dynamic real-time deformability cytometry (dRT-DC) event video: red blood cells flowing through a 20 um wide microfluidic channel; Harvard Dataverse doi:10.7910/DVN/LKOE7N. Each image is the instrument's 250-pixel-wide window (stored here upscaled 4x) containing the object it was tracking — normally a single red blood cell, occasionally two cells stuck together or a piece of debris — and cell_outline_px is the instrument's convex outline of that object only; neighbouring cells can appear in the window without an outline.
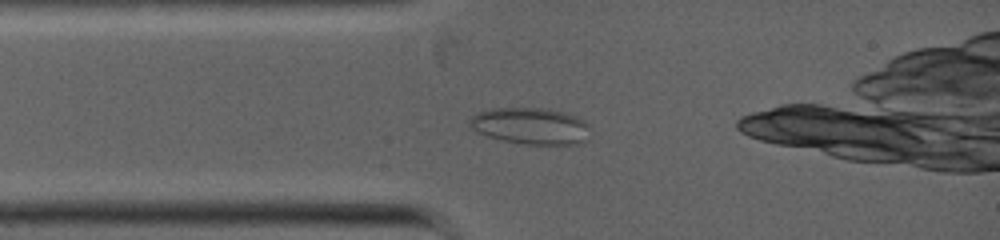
{"species": "common noctule bat (a hibernating species)", "species_latin": "Nyctalus noctula", "temperature_condition": "warm", "stored_images_in_passage": 6, "camera_frame_rate_fps": 5000, "um_per_image_px": 0.085, "animal": {"sex": "female", "body_mass_g": 19.0, "forearm_length_mm": 53.3}, "frame": {"image": 1, "passage_image": 5, "time_ms": 2.0, "image_size_px": [1000, 240], "cell_outline_px": [[588, 140], [584, 144], [524, 144], [504, 140], [488, 136], [476, 132], [468, 128], [468, 120], [476, 112], [492, 108], [544, 108], [564, 112], [576, 116], [584, 120], [588, 124]], "centroid_in_image_um": [45.09, 10.7], "position_along_channel_um": 39.9, "area_um2": 26.01}}